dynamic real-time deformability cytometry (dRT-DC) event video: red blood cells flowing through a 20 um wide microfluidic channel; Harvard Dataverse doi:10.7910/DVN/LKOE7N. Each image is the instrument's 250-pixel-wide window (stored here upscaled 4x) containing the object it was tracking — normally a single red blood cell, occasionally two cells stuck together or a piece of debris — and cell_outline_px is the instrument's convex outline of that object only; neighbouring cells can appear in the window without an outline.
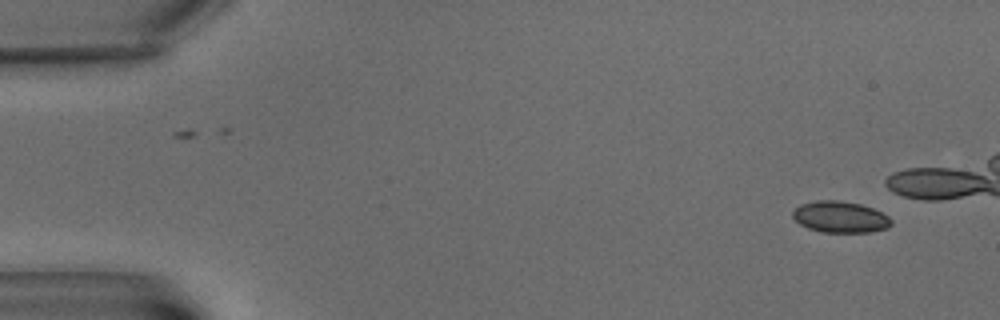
{"species": "common noctule bat (a hibernating species)", "species_latin": "Nyctalus noctula", "temperature_condition": "warm", "stored_images_in_passage": 12, "camera_frame_rate_fps": 3000, "um_per_image_px": 0.085, "animal": {"sex": "male", "body_mass_g": 15.6}, "frame": {"image": 1, "passage_image": 1, "time_ms": 0.0, "image_size_px": [1000, 320], "cell_outline_px": [[892, 224], [888, 228], [872, 232], [820, 232], [808, 228], [800, 224], [792, 216], [792, 212], [800, 204], [816, 200], [836, 200], [860, 204], [872, 208], [888, 216], [892, 220]], "centroid_in_image_um": [71.42, 18.45], "position_along_channel_um": 13.6, "area_um2": 18.03}}
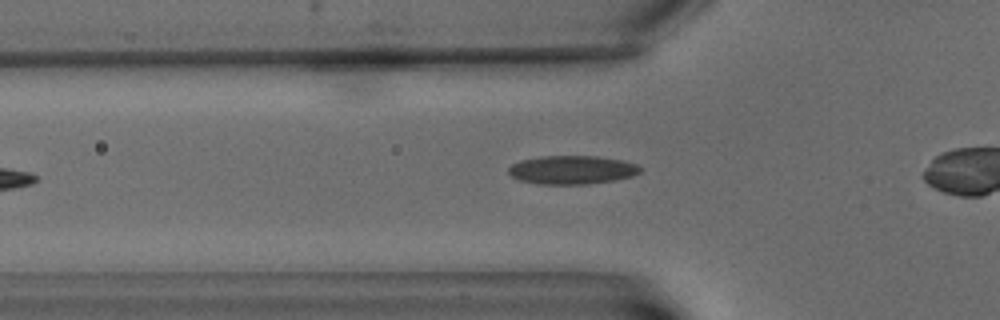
{"frame": {"image": 2, "passage_image": 7, "time_ms": 8.0, "image_size_px": [1000, 320], "cell_outline_px": [[640, 172], [632, 176], [616, 180], [588, 184], [540, 184], [520, 180], [512, 176], [508, 172], [508, 168], [512, 164], [520, 160], [540, 156], [596, 156], [620, 160], [636, 164], [640, 168]], "centroid_in_image_um": [48.6, 14.44], "position_along_channel_um": 77.2, "area_um2": 21.85}}